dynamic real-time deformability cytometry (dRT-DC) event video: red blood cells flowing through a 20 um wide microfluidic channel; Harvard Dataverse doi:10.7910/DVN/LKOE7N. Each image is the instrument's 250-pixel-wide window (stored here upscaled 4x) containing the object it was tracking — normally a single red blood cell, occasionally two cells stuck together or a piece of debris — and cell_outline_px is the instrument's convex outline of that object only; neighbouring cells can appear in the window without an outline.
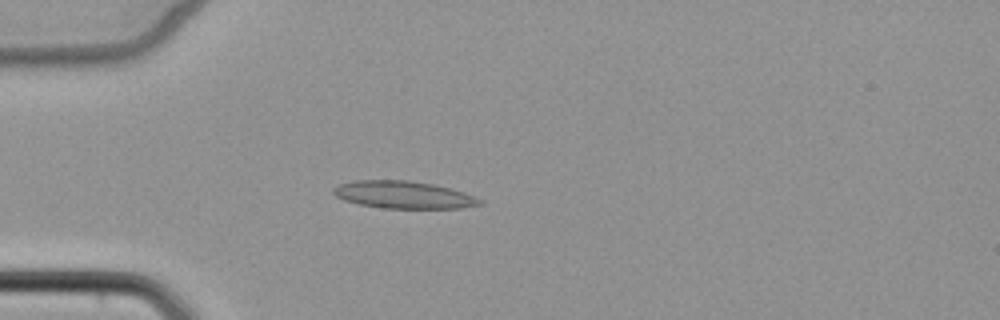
{"species": "common noctule bat (a hibernating species)", "species_latin": "Nyctalus noctula", "temperature_condition": "cold", "stored_images_in_passage": 3, "camera_frame_rate_fps": 3000, "um_per_image_px": 0.085, "animal": {"sex": "female", "body_mass_g": 22.7, "forearm_length_mm": 54.2}, "frame": {"image": 1, "passage_image": 2, "time_ms": 2.0, "image_size_px": [1000, 320], "cell_outline_px": [[484, 204], [460, 208], [384, 208], [360, 204], [344, 200], [336, 196], [332, 192], [332, 188], [340, 184], [352, 180], [408, 180], [436, 184], [452, 188], [464, 192], [484, 200]], "centroid_in_image_um": [34.33, 16.55], "position_along_channel_um": 50.7, "area_um2": 23.58}}